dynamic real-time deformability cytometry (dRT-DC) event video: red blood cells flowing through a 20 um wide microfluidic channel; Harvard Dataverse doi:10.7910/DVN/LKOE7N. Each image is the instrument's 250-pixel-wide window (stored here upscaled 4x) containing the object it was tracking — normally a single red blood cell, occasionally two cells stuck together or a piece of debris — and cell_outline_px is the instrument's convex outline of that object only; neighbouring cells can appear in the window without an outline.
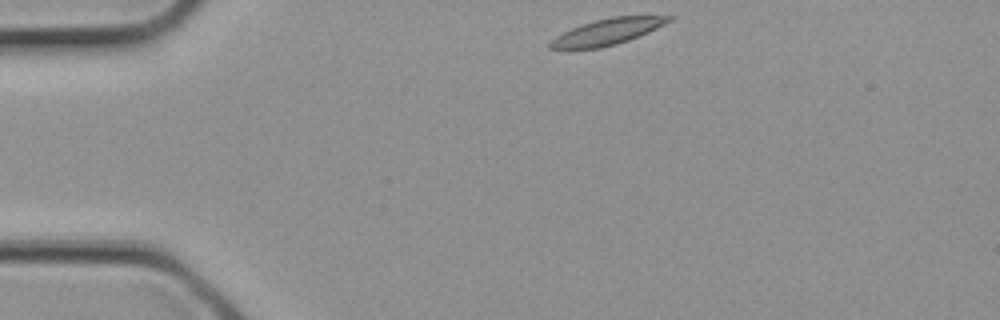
{"species": "common noctule bat (a hibernating species)", "species_latin": "Nyctalus noctula", "temperature_condition": "cold", "stored_images_in_passage": 3, "camera_frame_rate_fps": 3000, "um_per_image_px": 0.085, "animal": {"sex": "female", "body_mass_g": 21.9}, "frame": {"image": 1, "passage_image": 1, "time_ms": 0.0, "image_size_px": [1000, 320], "cell_outline_px": [[676, 16], [672, 20], [648, 32], [628, 40], [616, 44], [600, 48], [548, 48], [548, 44], [556, 36], [572, 28], [596, 20], [612, 16]], "centroid_in_image_um": [51.65, 2.69], "position_along_channel_um": 33.3, "area_um2": 17.57}}